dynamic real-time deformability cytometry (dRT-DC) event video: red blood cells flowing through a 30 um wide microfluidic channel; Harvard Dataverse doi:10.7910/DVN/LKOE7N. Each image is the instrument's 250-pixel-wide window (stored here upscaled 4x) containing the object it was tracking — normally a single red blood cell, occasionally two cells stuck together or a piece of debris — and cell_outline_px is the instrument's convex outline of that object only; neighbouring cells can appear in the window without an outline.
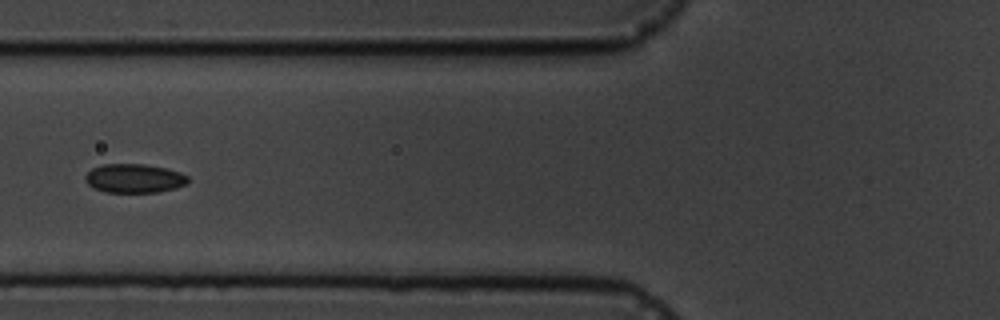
{"species": "common noctule bat (a hibernating species)", "species_latin": "Nyctalus noctula", "temperature_condition": "cold", "stored_images_in_passage": 18, "camera_frame_rate_fps": 3000, "um_per_image_px": 0.085, "animal": {"sex": "male", "body_mass_g": 19.5, "forearm_length_mm": 54.6}, "frame": {"image": 1, "passage_image": 7, "time_ms": 7.0, "image_size_px": [1000, 320], "cell_outline_px": [[188, 184], [176, 188], [156, 192], [104, 192], [92, 188], [84, 180], [84, 176], [92, 168], [100, 164], [144, 164], [164, 168], [180, 172], [188, 176]], "centroid_in_image_um": [11.38, 15.16], "position_along_channel_um": 114.4, "area_um2": 17.46}}
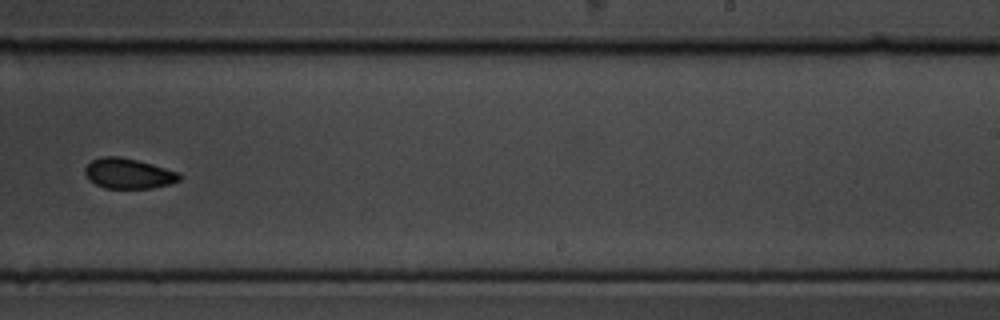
{"frame": {"image": 2, "passage_image": 11, "time_ms": 11.667, "image_size_px": [1000, 320], "cell_outline_px": [[180, 180], [168, 184], [152, 188], [104, 188], [88, 180], [84, 172], [84, 168], [92, 160], [100, 156], [120, 156], [152, 164], [176, 172], [180, 176]], "centroid_in_image_um": [10.85, 14.74], "position_along_channel_um": 278.2, "area_um2": 16.53}}
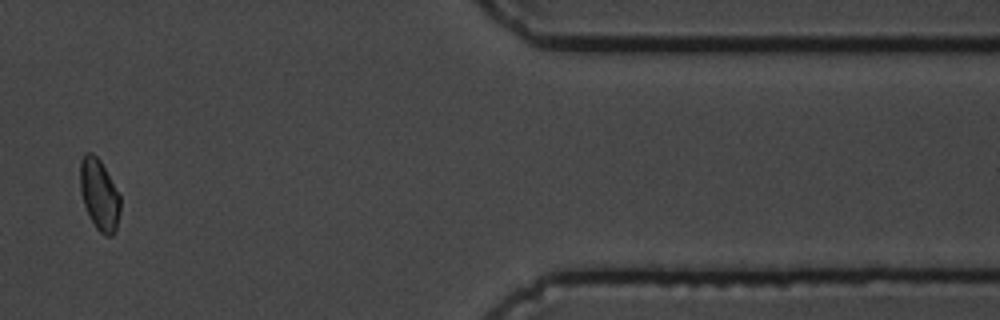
{"frame": {"image": 3, "passage_image": 15, "time_ms": 16.333, "image_size_px": [1000, 320], "cell_outline_px": [[120, 212], [116, 232], [112, 236], [104, 236], [96, 228], [84, 204], [80, 192], [80, 160], [84, 152], [92, 152], [100, 160], [120, 196]], "centroid_in_image_um": [8.44, 16.55], "position_along_channel_um": 403.0, "area_um2": 16.65}, "authors_computed_cell_mechanics": {"area_um2": 17.1955, "velocity_mm_per_s": 3.5203, "shape_relaxation_time_tau1_ms": 1.6415, "shape_relaxation_time_tau2_ms": 2.4854, "deformation_change_tau1": 0.0778, "deformation_change_tau2": 0.0603}}